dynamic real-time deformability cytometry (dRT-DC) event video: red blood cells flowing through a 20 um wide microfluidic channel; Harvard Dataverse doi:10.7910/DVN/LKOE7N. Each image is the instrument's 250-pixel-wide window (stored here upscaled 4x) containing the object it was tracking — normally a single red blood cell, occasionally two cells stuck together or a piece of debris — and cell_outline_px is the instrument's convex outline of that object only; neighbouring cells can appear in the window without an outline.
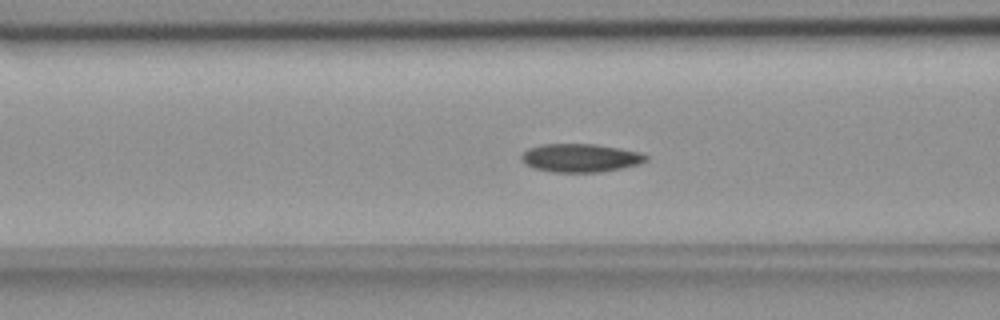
{"species": "common noctule bat (a hibernating species)", "species_latin": "Nyctalus noctula", "temperature_condition": "room temperature", "stored_images_in_passage": 55, "camera_frame_rate_fps": 3000, "um_per_image_px": 0.085, "animal": {"sex": "female", "body_mass_g": 18.4}, "frame": {"image": 1, "passage_image": 21, "time_ms": 6.667, "image_size_px": [1000, 320], "cell_outline_px": [[648, 160], [640, 164], [600, 172], [552, 172], [536, 168], [524, 164], [520, 160], [520, 156], [528, 148], [540, 144], [596, 144], [620, 148], [640, 152], [648, 156]], "centroid_in_image_um": [49.33, 13.41], "position_along_channel_um": 117.3, "area_um2": 20.69}}
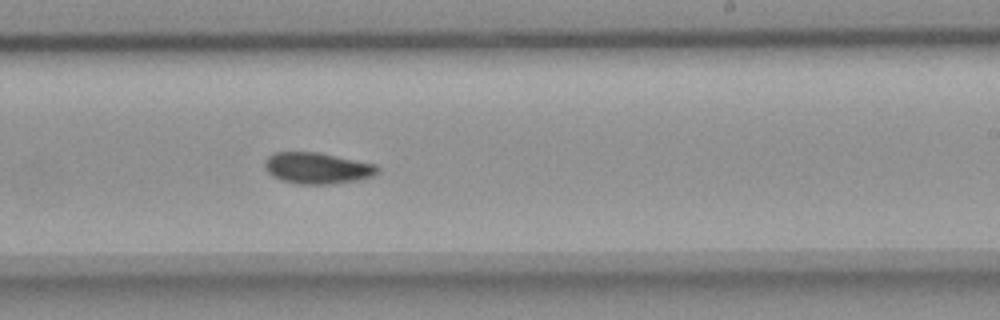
{"frame": {"image": 2, "passage_image": 33, "time_ms": 10.667, "image_size_px": [1000, 320], "cell_outline_px": [[380, 168], [372, 176], [360, 180], [332, 184], [296, 184], [280, 180], [272, 176], [264, 168], [264, 160], [268, 156], [276, 152], [320, 152], [376, 164]], "centroid_in_image_um": [26.95, 14.29], "position_along_channel_um": 262.1, "area_um2": 20.81}}
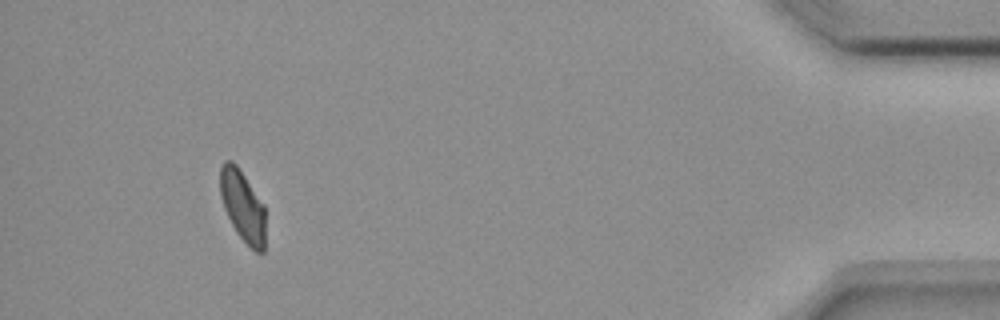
{"frame": {"image": 3, "passage_image": 51, "time_ms": 16.667, "image_size_px": [1000, 320], "cell_outline_px": [[264, 252], [256, 252], [236, 232], [224, 208], [220, 196], [220, 164], [224, 160], [232, 160], [236, 164], [264, 204]], "centroid_in_image_um": [20.6, 17.46], "position_along_channel_um": 414.6, "area_um2": 18.61}, "authors_computed_cell_mechanics": {"area_um2": 20.1144, "velocity_mm_per_s": 3.6396, "shape_relaxation_time_tau1_ms": 5.1276, "shape_relaxation_time_tau2_ms": null, "deformation_change_tau1": 0.1201, "deformation_change_tau2": null}}